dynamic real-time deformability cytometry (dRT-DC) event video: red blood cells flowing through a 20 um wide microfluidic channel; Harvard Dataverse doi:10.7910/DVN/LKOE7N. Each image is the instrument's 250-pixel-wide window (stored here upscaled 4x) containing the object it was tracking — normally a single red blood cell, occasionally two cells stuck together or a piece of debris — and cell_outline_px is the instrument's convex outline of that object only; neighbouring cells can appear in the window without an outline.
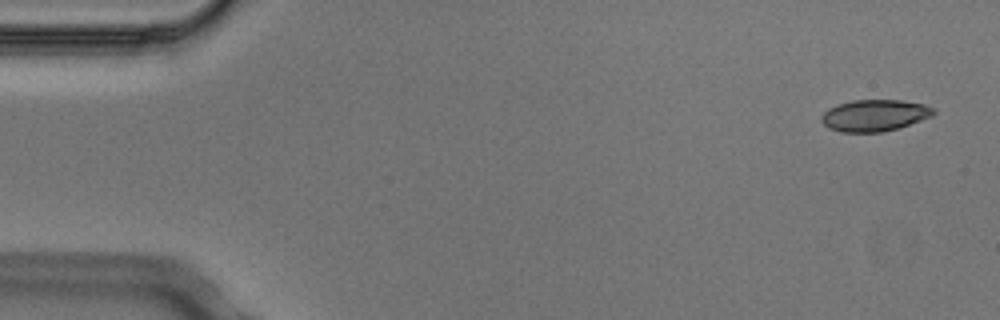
{"species": "Egyptian fruit bat (a non-hibernating species)", "species_latin": "Rousettus aegyptiacus", "temperature_condition": "cold", "stored_images_in_passage": 5, "camera_frame_rate_fps": 3000, "um_per_image_px": 0.085, "animal": {"sex": "male"}, "frame": {"image": 1, "passage_image": 1, "time_ms": 0.0, "image_size_px": [1000, 320], "cell_outline_px": [[936, 112], [932, 116], [884, 132], [840, 132], [828, 128], [820, 120], [820, 116], [828, 108], [836, 104], [852, 100], [900, 100], [924, 104], [932, 108]], "centroid_in_image_um": [74.28, 9.8], "position_along_channel_um": 10.7, "area_um2": 20.63}}